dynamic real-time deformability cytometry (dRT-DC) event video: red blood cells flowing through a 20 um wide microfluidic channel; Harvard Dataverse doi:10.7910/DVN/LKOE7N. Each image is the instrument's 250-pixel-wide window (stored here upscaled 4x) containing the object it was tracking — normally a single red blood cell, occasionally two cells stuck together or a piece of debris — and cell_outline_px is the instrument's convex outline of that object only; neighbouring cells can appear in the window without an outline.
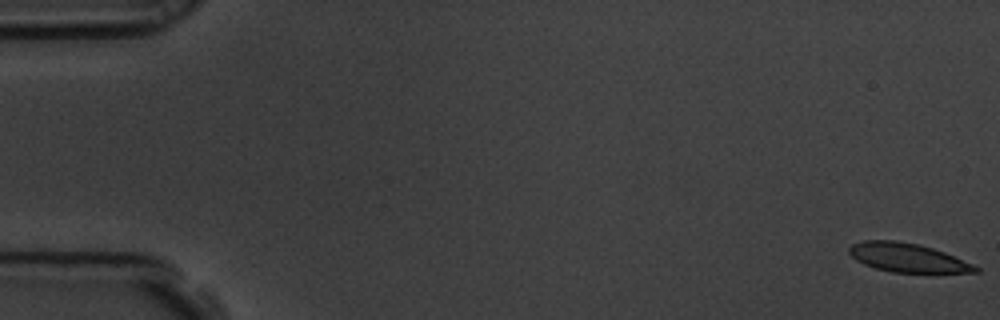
{"species": "common noctule bat (a hibernating species)", "species_latin": "Nyctalus noctula", "temperature_condition": "room temperature", "stored_images_in_passage": 5, "camera_frame_rate_fps": 3000, "um_per_image_px": 0.085, "animal": {"sex": "male", "body_mass_g": 19.5, "forearm_length_mm": 54.6}, "frame": {"image": 1, "passage_image": 1, "time_ms": 0.0, "image_size_px": [1000, 320], "cell_outline_px": [[980, 272], [892, 272], [876, 268], [864, 264], [856, 260], [848, 252], [848, 248], [852, 244], [864, 240], [896, 240], [920, 244], [944, 252], [972, 264], [980, 268]], "centroid_in_image_um": [77.1, 21.89], "position_along_channel_um": 7.9, "area_um2": 21.04}}
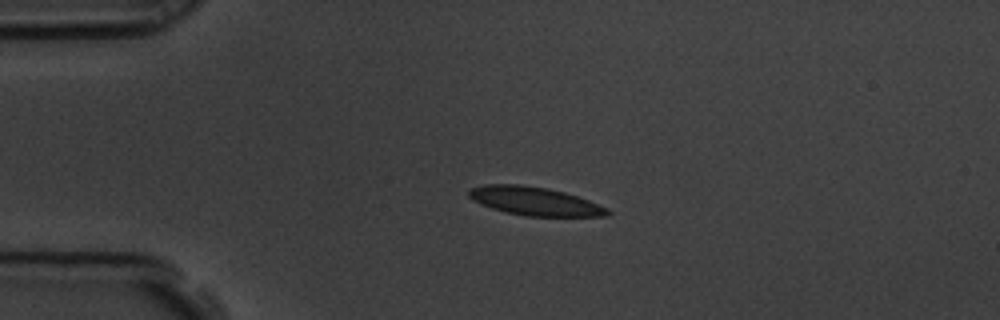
{"frame": {"image": 2, "passage_image": 4, "time_ms": 1.0, "image_size_px": [1000, 320], "cell_outline_px": [[612, 212], [608, 216], [524, 216], [504, 212], [480, 204], [472, 200], [468, 196], [468, 192], [472, 188], [484, 184], [520, 184], [548, 188], [564, 192], [588, 200], [608, 208]], "centroid_in_image_um": [45.44, 17.1], "position_along_channel_um": 39.6, "area_um2": 23.06}}